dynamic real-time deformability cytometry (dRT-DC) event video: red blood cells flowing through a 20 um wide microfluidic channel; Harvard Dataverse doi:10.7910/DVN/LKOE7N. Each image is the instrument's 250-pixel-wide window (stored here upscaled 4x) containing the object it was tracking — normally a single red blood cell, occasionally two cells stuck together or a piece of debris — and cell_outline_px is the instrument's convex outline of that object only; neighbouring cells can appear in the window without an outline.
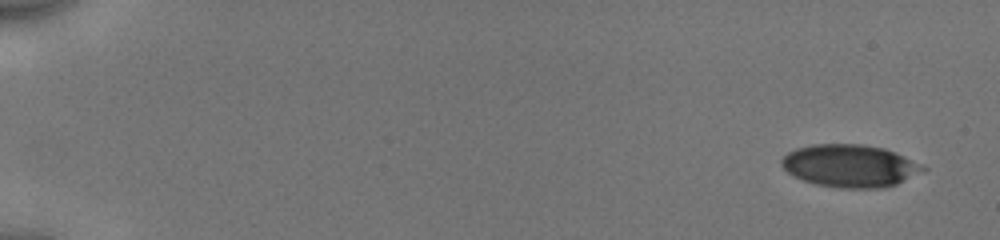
{"species": "human", "species_latin": "Homo sapiens", "temperature_condition": "cold", "stored_images_in_passage": 6, "camera_frame_rate_fps": 3000, "um_per_image_px": 0.085, "donor": {"sex": "male"}, "frame": {"image": 1, "passage_image": 1, "time_ms": 0.0, "image_size_px": [1000, 240], "cell_outline_px": [[928, 168], [924, 172], [896, 184], [884, 188], [840, 188], [816, 184], [804, 180], [788, 172], [780, 164], [780, 160], [788, 152], [796, 148], [812, 144], [860, 144], [884, 148]], "centroid_in_image_um": [72.23, 14.1], "position_along_channel_um": 12.8, "area_um2": 34.85}}
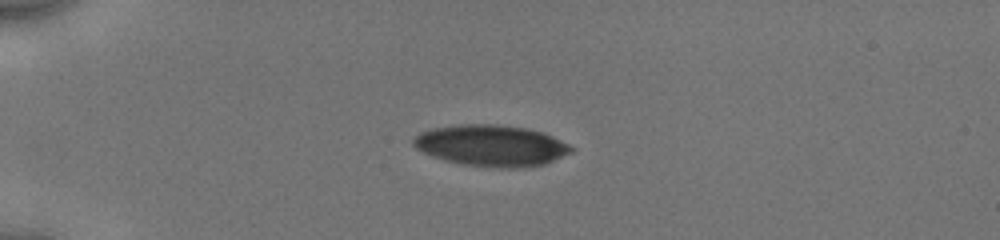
{"frame": {"image": 2, "passage_image": 5, "time_ms": 4.0, "image_size_px": [1000, 240], "cell_outline_px": [[572, 152], [544, 164], [516, 168], [496, 168], [464, 164], [444, 160], [424, 152], [416, 148], [412, 144], [412, 140], [420, 132], [432, 128], [452, 124], [500, 124], [528, 128], [552, 136], [568, 144], [572, 148]], "centroid_in_image_um": [41.73, 12.36], "position_along_channel_um": 43.3, "area_um2": 37.92}}